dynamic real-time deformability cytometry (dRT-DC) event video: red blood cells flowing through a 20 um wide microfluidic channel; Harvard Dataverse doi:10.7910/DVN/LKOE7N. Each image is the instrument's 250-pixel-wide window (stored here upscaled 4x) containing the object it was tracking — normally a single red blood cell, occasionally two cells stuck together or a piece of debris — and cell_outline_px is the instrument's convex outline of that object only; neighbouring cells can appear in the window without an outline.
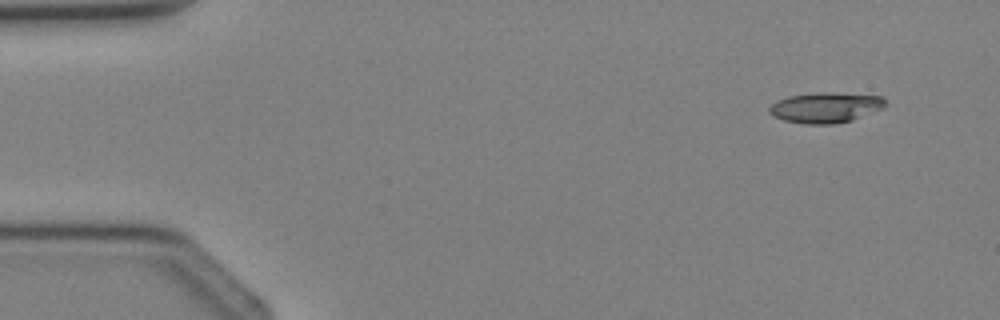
{"species": "Egyptian fruit bat (a non-hibernating species)", "species_latin": "Rousettus aegyptiacus", "temperature_condition": "cold", "stored_images_in_passage": 3, "camera_frame_rate_fps": 3000, "um_per_image_px": 0.085, "animal": {"sex": "female"}, "frame": {"image": 1, "passage_image": 1, "time_ms": 0.0, "image_size_px": [1000, 320], "cell_outline_px": [[888, 104], [884, 108], [852, 120], [836, 124], [804, 124], [784, 120], [772, 116], [768, 112], [768, 108], [772, 104], [788, 96], [816, 92], [832, 92], [884, 96]], "centroid_in_image_um": [70.21, 9.13], "position_along_channel_um": 14.8, "area_um2": 20.87}}
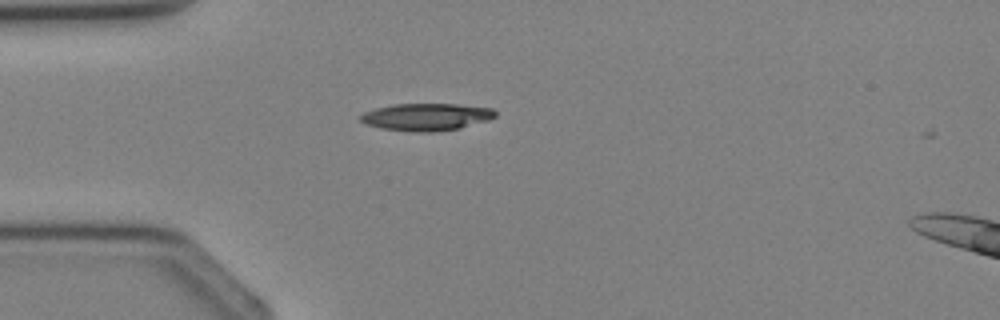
{"frame": {"image": 2, "passage_image": 3, "time_ms": 2.333, "image_size_px": [1000, 320], "cell_outline_px": [[496, 116], [488, 120], [460, 128], [436, 132], [416, 132], [380, 128], [368, 124], [360, 120], [356, 116], [364, 112], [376, 108], [392, 104], [456, 104], [492, 108], [496, 112]], "centroid_in_image_um": [36.22, 9.94], "position_along_channel_um": 48.8, "area_um2": 21.5}}